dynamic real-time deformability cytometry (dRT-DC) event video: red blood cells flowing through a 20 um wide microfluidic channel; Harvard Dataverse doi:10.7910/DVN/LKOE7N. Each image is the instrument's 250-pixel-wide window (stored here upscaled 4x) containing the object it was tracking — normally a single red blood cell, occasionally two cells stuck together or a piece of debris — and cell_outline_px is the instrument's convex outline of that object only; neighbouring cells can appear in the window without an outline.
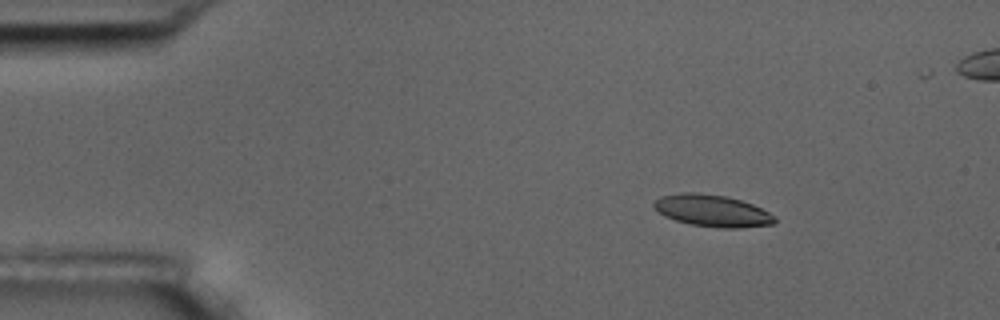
{"species": "common noctule bat (a hibernating species)", "species_latin": "Nyctalus noctula", "temperature_condition": "room temperature", "stored_images_in_passage": 16, "camera_frame_rate_fps": 3000, "um_per_image_px": 0.085, "animal": {"sex": "male", "body_mass_g": 17.5, "forearm_length_mm": 52.3}, "frame": {"image": 1, "passage_image": 3, "time_ms": 2.667, "image_size_px": [1000, 320], "cell_outline_px": [[776, 220], [772, 224], [740, 228], [724, 228], [692, 224], [676, 220], [664, 216], [652, 204], [660, 196], [680, 192], [696, 192], [728, 196], [752, 204], [776, 216]], "centroid_in_image_um": [60.54, 17.89], "position_along_channel_um": 24.5, "area_um2": 22.31}}
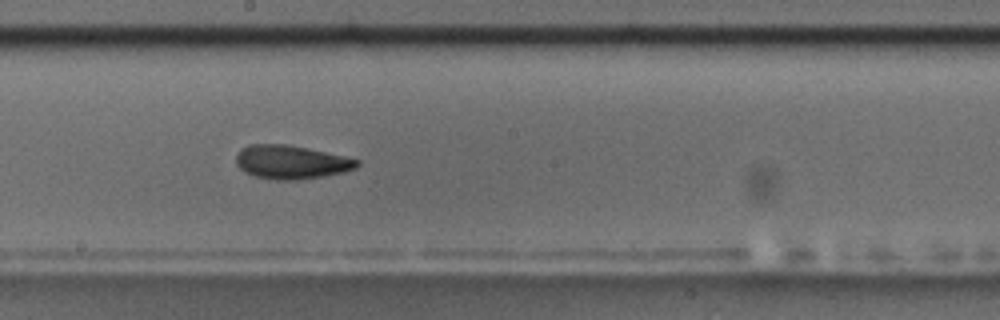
{"frame": {"image": 2, "passage_image": 9, "time_ms": 10.333, "image_size_px": [1000, 320], "cell_outline_px": [[360, 164], [356, 168], [344, 172], [296, 180], [276, 180], [256, 176], [244, 172], [236, 164], [236, 156], [240, 148], [248, 144], [284, 144], [308, 148], [344, 156], [360, 160]], "centroid_in_image_um": [24.73, 13.77], "position_along_channel_um": 223.5, "area_um2": 23.7}, "authors_computed_cell_mechanics": {"area_um2": 22.6576, "velocity_mm_per_s": 3.5383, "shape_relaxation_time_tau1_ms": 3.7714, "shape_relaxation_time_tau2_ms": 1.7296, "deformation_change_tau1": 0.1033, "deformation_change_tau2": 0.0691}}